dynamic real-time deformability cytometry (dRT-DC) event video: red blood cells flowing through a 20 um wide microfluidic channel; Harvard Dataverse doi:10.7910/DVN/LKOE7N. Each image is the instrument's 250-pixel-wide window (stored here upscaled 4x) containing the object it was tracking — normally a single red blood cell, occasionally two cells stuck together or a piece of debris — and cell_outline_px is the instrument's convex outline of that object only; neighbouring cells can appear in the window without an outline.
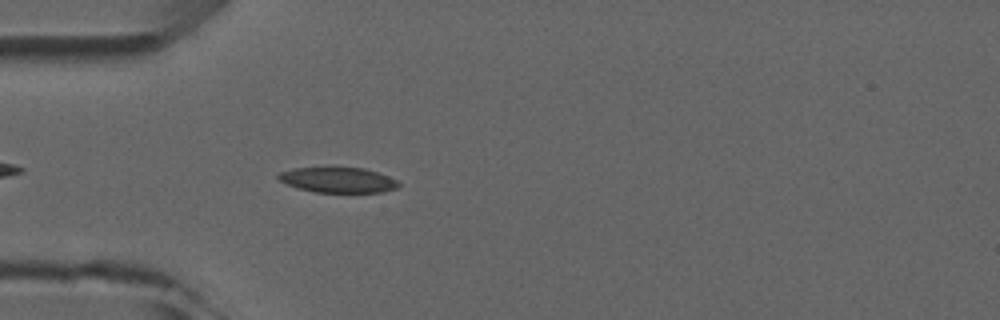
{"species": "common noctule bat (a hibernating species)", "species_latin": "Nyctalus noctula", "temperature_condition": "room temperature", "stored_images_in_passage": 2, "camera_frame_rate_fps": 3000, "um_per_image_px": 0.085, "animal": {"sex": "male", "forearm_length_mm": 52.5}, "frame": {"image": 1, "passage_image": 2, "time_ms": 1.333, "image_size_px": [1000, 320], "cell_outline_px": [[400, 184], [396, 188], [384, 192], [316, 192], [300, 188], [288, 184], [280, 180], [276, 176], [280, 172], [292, 168], [328, 164], [336, 164], [364, 168], [388, 176], [396, 180]], "centroid_in_image_um": [28.69, 15.23], "position_along_channel_um": 56.3, "area_um2": 18.55}}